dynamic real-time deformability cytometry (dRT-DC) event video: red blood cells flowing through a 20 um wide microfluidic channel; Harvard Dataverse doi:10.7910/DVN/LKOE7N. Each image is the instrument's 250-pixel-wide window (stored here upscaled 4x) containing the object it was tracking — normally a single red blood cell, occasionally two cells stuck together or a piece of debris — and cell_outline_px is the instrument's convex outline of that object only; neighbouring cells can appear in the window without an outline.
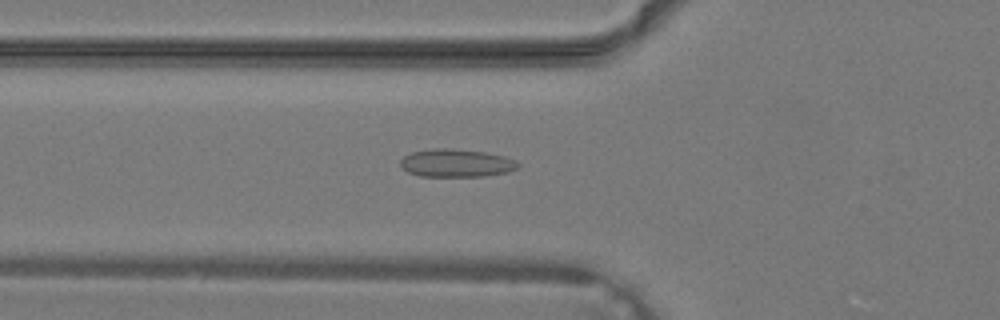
{"species": "common noctule bat (a hibernating species)", "species_latin": "Nyctalus noctula", "temperature_condition": "warm", "stored_images_in_passage": 39, "camera_frame_rate_fps": 3000, "um_per_image_px": 0.085, "animal": {"sex": "male", "body_mass_g": 19.2, "forearm_length_mm": 51.8}, "frame": {"image": 1, "passage_image": 15, "time_ms": 4.667, "image_size_px": [1000, 320], "cell_outline_px": [[520, 168], [508, 172], [484, 176], [420, 176], [408, 172], [400, 164], [400, 160], [404, 156], [412, 152], [436, 148], [452, 148], [484, 152], [504, 156], [516, 160], [520, 164]], "centroid_in_image_um": [38.82, 13.86], "position_along_channel_um": 87.0, "area_um2": 19.19}}
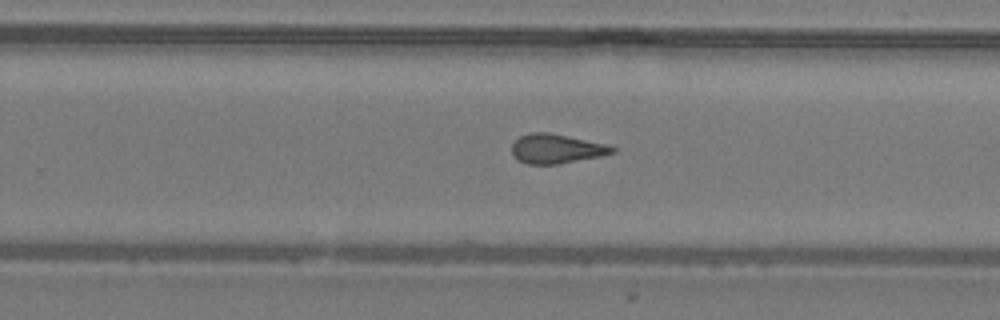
{"frame": {"image": 2, "passage_image": 26, "time_ms": 8.333, "image_size_px": [1000, 320], "cell_outline_px": [[616, 152], [600, 156], [556, 164], [528, 164], [516, 160], [512, 156], [512, 144], [520, 136], [532, 132], [548, 132], [608, 144], [616, 148]], "centroid_in_image_um": [47.28, 12.64], "position_along_channel_um": 282.5, "area_um2": 17.22}}
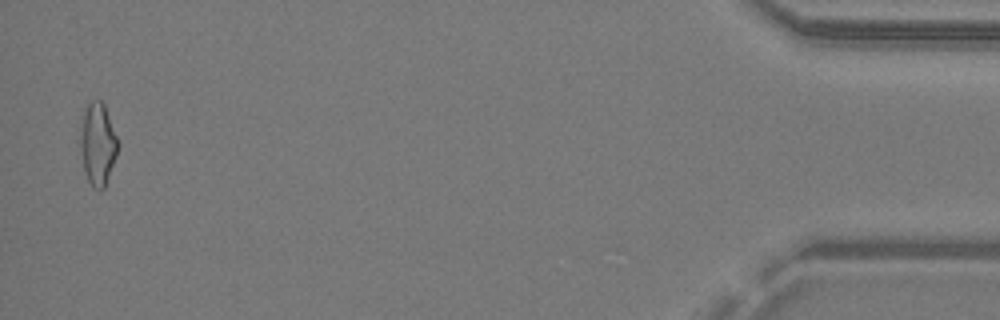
{"frame": {"image": 3, "passage_image": 39, "time_ms": 12.667, "image_size_px": [1000, 320], "cell_outline_px": [[120, 144], [116, 156], [104, 188], [100, 192], [92, 188], [88, 180], [84, 168], [76, 140], [84, 108], [92, 100], [100, 100], [104, 104]], "centroid_in_image_um": [8.26, 12.23], "position_along_channel_um": 426.9, "area_um2": 18.73}}